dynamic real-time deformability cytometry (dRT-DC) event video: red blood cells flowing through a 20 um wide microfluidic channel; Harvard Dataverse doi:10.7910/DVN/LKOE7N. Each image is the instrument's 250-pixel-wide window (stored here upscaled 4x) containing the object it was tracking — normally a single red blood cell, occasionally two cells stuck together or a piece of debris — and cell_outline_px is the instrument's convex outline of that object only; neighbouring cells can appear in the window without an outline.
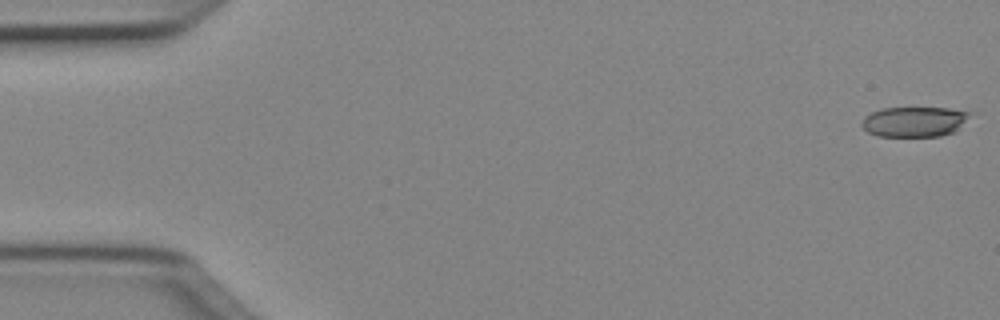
{"species": "Egyptian fruit bat (a non-hibernating species)", "species_latin": "Rousettus aegyptiacus", "temperature_condition": "cold", "stored_images_in_passage": 50, "camera_frame_rate_fps": 3000, "um_per_image_px": 0.085, "animal": {"sex": "female"}, "frame": {"image": 1, "passage_image": 1, "time_ms": 0.0, "image_size_px": [1000, 320], "cell_outline_px": [[976, 112], [956, 132], [940, 136], [876, 136], [868, 132], [860, 124], [864, 116], [872, 112], [884, 108], [948, 108]], "centroid_in_image_um": [77.79, 10.34], "position_along_channel_um": 7.2, "area_um2": 19.36}}
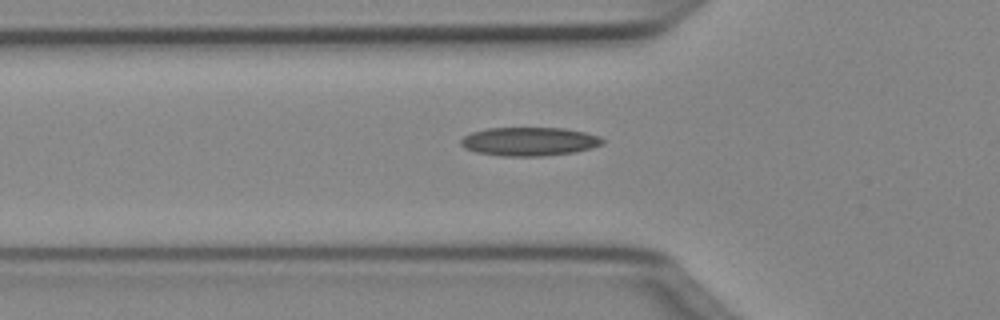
{"frame": {"image": 2, "passage_image": 17, "time_ms": 5.333, "image_size_px": [1000, 320], "cell_outline_px": [[604, 144], [592, 148], [572, 152], [544, 156], [500, 156], [476, 152], [464, 148], [460, 144], [460, 140], [464, 136], [472, 132], [488, 128], [564, 128], [584, 132], [600, 136], [604, 140]], "centroid_in_image_um": [44.99, 12.03], "position_along_channel_um": 80.8, "area_um2": 23.7}}
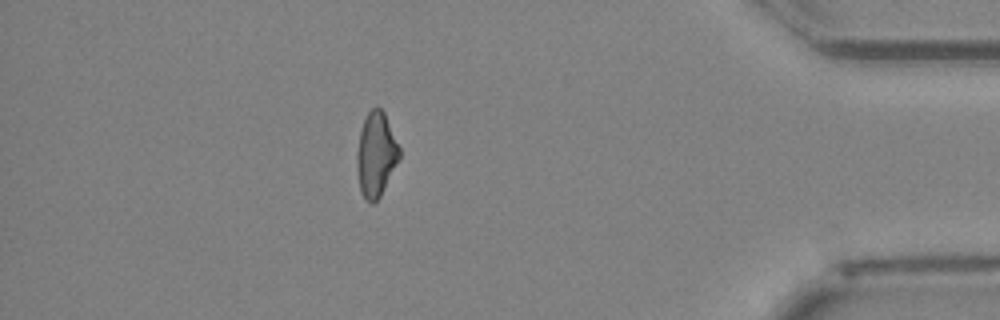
{"frame": {"image": 3, "passage_image": 44, "time_ms": 14.333, "image_size_px": [1000, 320], "cell_outline_px": [[400, 156], [380, 196], [372, 204], [360, 192], [356, 168], [356, 152], [360, 132], [364, 120], [368, 112], [376, 104], [384, 112], [400, 148]], "centroid_in_image_um": [31.94, 13.1], "position_along_channel_um": 403.3, "area_um2": 20.75}, "authors_computed_cell_mechanics": {"area_um2": 21.4438, "velocity_mm_per_s": 4.0541, "shape_relaxation_time_tau1_ms": 7.793, "shape_relaxation_time_tau2_ms": 4.5266, "deformation_change_tau1": 0.1773, "deformation_change_tau2": 0.1355}}